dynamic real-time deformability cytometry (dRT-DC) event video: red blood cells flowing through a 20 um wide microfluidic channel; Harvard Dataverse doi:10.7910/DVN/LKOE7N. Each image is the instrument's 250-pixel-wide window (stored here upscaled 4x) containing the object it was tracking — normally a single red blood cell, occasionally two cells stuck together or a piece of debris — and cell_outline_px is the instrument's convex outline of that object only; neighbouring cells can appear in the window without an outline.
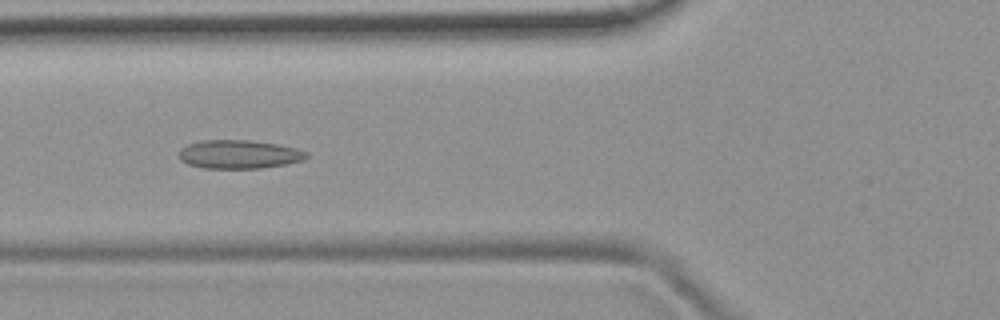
{"species": "common noctule bat (a hibernating species)", "species_latin": "Nyctalus noctula", "temperature_condition": "room temperature", "stored_images_in_passage": 38, "camera_frame_rate_fps": 3000, "um_per_image_px": 0.085, "animal": {"sex": "female", "body_mass_g": 19.9}, "frame": {"image": 1, "passage_image": 4, "time_ms": 1.0, "image_size_px": [1000, 320], "cell_outline_px": [[308, 156], [304, 160], [284, 164], [260, 168], [204, 168], [188, 164], [180, 160], [180, 148], [188, 144], [204, 140], [252, 140], [280, 144], [296, 148], [308, 152]], "centroid_in_image_um": [20.34, 13.11], "position_along_channel_um": 105.5, "area_um2": 21.27}}
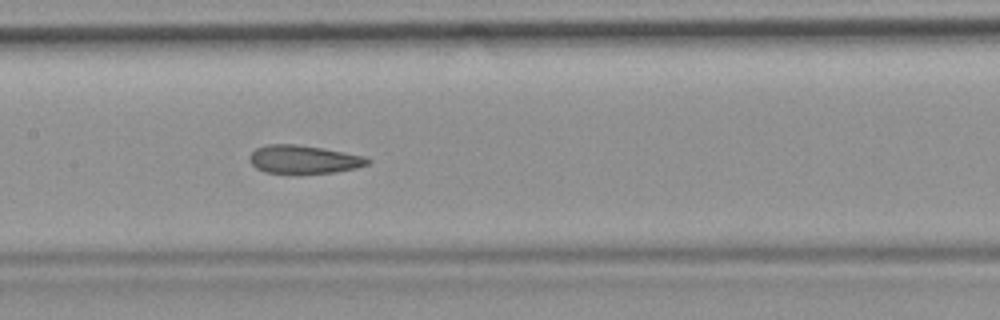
{"frame": {"image": 2, "passage_image": 10, "time_ms": 3.0, "image_size_px": [1000, 320], "cell_outline_px": [[372, 160], [368, 164], [356, 168], [336, 172], [264, 172], [256, 168], [248, 160], [248, 156], [256, 148], [268, 144], [296, 144], [324, 148], [364, 156]], "centroid_in_image_um": [25.81, 13.53], "position_along_channel_um": 181.6, "area_um2": 19.25}}
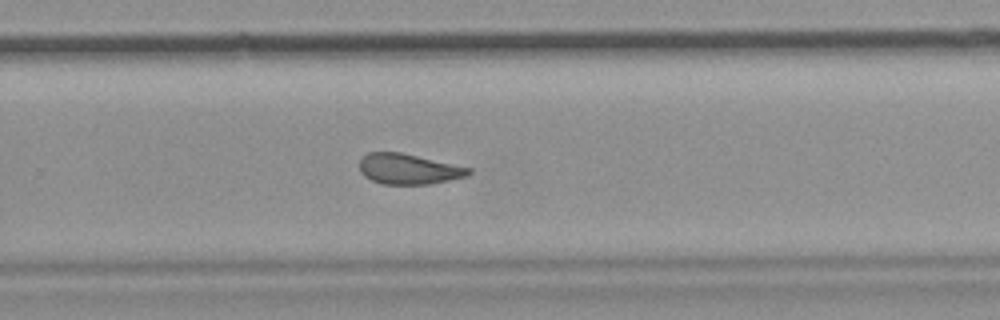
{"frame": {"image": 3, "passage_image": 19, "time_ms": 6.0, "image_size_px": [1000, 320], "cell_outline_px": [[472, 172], [464, 176], [448, 180], [428, 184], [380, 184], [364, 176], [360, 172], [360, 160], [368, 152], [400, 152], [472, 168]], "centroid_in_image_um": [34.7, 14.36], "position_along_channel_um": 295.1, "area_um2": 19.19}}